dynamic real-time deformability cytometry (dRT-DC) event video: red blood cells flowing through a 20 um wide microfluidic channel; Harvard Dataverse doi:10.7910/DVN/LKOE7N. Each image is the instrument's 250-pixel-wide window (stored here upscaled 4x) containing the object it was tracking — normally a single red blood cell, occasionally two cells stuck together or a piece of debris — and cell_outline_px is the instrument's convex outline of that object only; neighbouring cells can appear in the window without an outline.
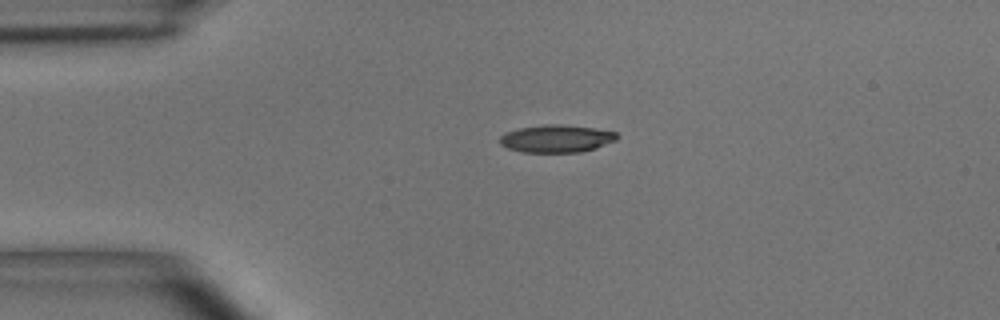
{"species": "common noctule bat (a hibernating species)", "species_latin": "Nyctalus noctula", "temperature_condition": "room temperature", "stored_images_in_passage": 2, "camera_frame_rate_fps": 3000, "um_per_image_px": 0.085, "animal": {"sex": "male", "body_mass_g": 15.6}, "frame": {"image": 1, "passage_image": 1, "time_ms": 0.0, "image_size_px": [1000, 320], "cell_outline_px": [[620, 136], [616, 140], [596, 148], [580, 152], [524, 152], [508, 148], [500, 144], [500, 136], [504, 132], [520, 128], [544, 124], [560, 124], [596, 128], [616, 132]], "centroid_in_image_um": [47.31, 11.77], "position_along_channel_um": 37.7, "area_um2": 18.9}}